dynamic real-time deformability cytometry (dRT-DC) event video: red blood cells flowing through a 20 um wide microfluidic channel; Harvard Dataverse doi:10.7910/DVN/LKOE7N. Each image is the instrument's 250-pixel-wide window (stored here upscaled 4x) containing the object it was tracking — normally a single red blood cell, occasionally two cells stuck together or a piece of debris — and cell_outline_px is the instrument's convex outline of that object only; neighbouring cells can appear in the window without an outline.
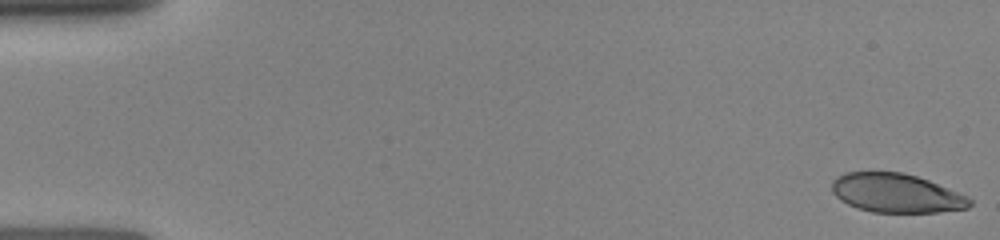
{"species": "human", "species_latin": "Homo sapiens", "temperature_condition": "room temperature", "stored_images_in_passage": 45, "camera_frame_rate_fps": 3000, "um_per_image_px": 0.085, "donor": {"sex": "female"}, "frame": {"image": 1, "passage_image": 1, "time_ms": 0.0, "image_size_px": [1000, 240], "cell_outline_px": [[972, 204], [968, 208], [936, 212], [872, 212], [848, 204], [840, 200], [832, 192], [832, 180], [836, 176], [844, 172], [900, 172], [916, 176], [928, 180], [968, 196], [972, 200]], "centroid_in_image_um": [76.17, 16.41], "position_along_channel_um": 8.8, "area_um2": 31.21}}
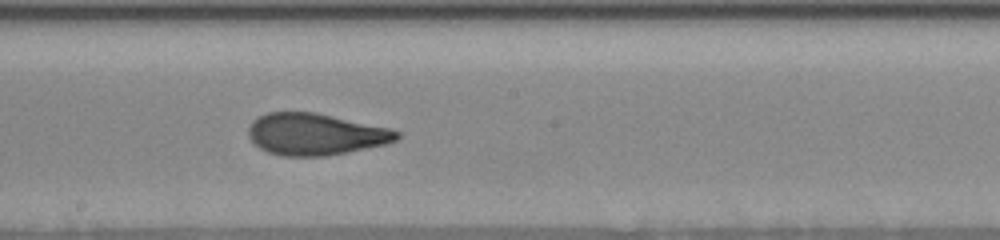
{"frame": {"image": 2, "passage_image": 24, "time_ms": 8.667, "image_size_px": [1000, 240], "cell_outline_px": [[400, 136], [396, 140], [388, 144], [324, 156], [284, 156], [268, 152], [260, 148], [248, 136], [248, 128], [252, 120], [256, 116], [268, 112], [316, 112], [392, 128], [400, 132]], "centroid_in_image_um": [26.82, 11.39], "position_along_channel_um": 221.4, "area_um2": 36.3}}
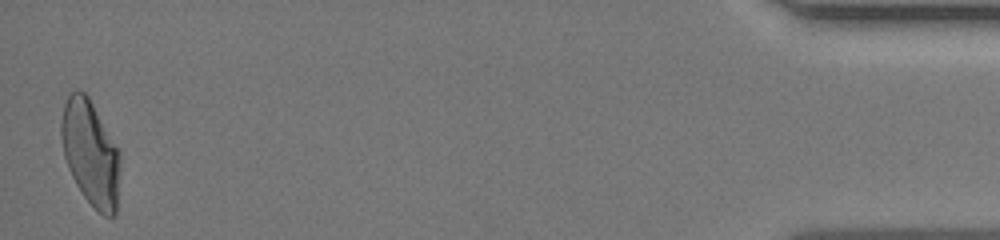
{"frame": {"image": 3, "passage_image": 45, "time_ms": 15.667, "image_size_px": [1000, 240], "cell_outline_px": [[120, 164], [116, 212], [112, 216], [104, 216], [84, 196], [76, 184], [68, 168], [64, 156], [60, 136], [60, 124], [64, 104], [68, 96], [72, 92], [84, 92], [88, 96], [120, 152]], "centroid_in_image_um": [7.68, 13.01], "position_along_channel_um": 427.5, "area_um2": 35.66}}